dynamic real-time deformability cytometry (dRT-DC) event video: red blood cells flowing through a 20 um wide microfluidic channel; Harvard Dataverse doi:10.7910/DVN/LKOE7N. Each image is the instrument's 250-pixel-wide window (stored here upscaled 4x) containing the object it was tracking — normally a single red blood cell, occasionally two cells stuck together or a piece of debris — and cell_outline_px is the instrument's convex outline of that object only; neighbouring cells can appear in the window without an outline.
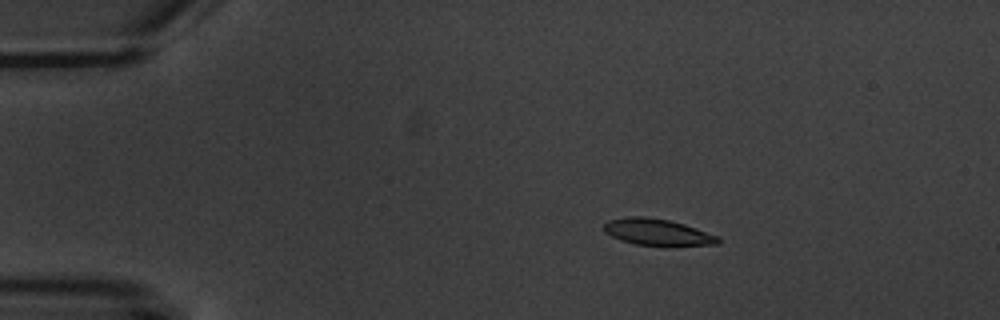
{"species": "common noctule bat (a hibernating species)", "species_latin": "Nyctalus noctula", "temperature_condition": "warm", "stored_images_in_passage": 6, "camera_frame_rate_fps": 3000, "um_per_image_px": 0.085, "animal": {"sex": "male", "body_mass_g": 20.1, "forearm_length_mm": 53.5}, "frame": {"image": 1, "passage_image": 4, "time_ms": 3.333, "image_size_px": [1000, 320], "cell_outline_px": [[720, 244], [636, 244], [620, 240], [604, 232], [604, 224], [608, 220], [624, 216], [644, 216], [668, 220], [684, 224], [720, 236]], "centroid_in_image_um": [55.84, 19.69], "position_along_channel_um": 29.2, "area_um2": 17.22}}